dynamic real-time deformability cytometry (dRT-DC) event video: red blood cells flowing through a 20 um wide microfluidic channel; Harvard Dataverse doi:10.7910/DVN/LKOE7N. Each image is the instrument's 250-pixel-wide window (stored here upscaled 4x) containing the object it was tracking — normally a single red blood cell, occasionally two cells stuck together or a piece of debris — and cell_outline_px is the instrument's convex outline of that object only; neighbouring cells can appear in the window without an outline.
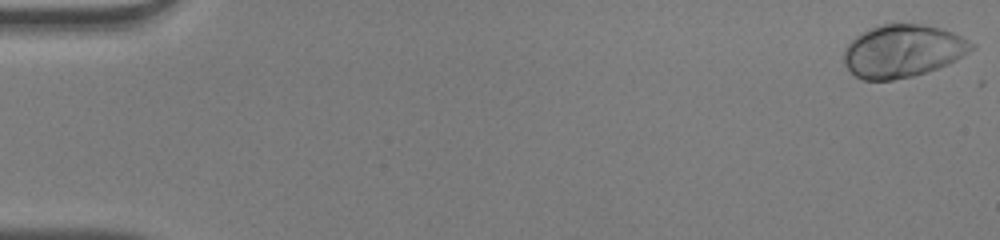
{"species": "human", "species_latin": "Homo sapiens", "temperature_condition": "warm", "stored_images_in_passage": 51, "camera_frame_rate_fps": 3000, "um_per_image_px": 0.085, "donor": {"sex": "male"}, "frame": {"image": 1, "passage_image": 1, "time_ms": 0.0, "image_size_px": [1000, 240], "cell_outline_px": [[976, 48], [956, 60], [948, 64], [912, 76], [892, 80], [864, 80], [856, 76], [844, 64], [844, 48], [860, 32], [868, 28], [880, 24], [924, 24], [940, 28], [952, 32], [976, 44]], "centroid_in_image_um": [76.73, 4.32], "position_along_channel_um": 8.3, "area_um2": 39.19}}
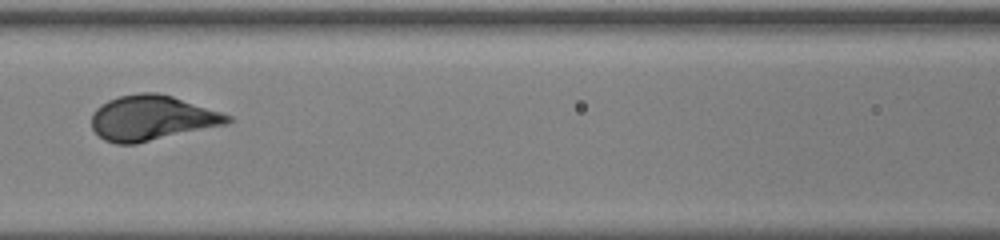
{"frame": {"image": 2, "passage_image": 24, "time_ms": 7.667, "image_size_px": [1000, 240], "cell_outline_px": [[232, 120], [228, 124], [136, 144], [116, 144], [104, 140], [92, 128], [92, 112], [96, 108], [108, 100], [120, 96], [140, 92], [156, 92], [172, 96], [232, 116]], "centroid_in_image_um": [12.9, 10.04], "position_along_channel_um": 153.7, "area_um2": 35.6}}
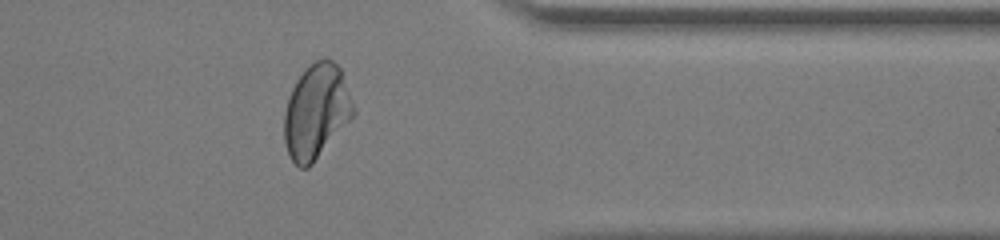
{"frame": {"image": 3, "passage_image": 42, "time_ms": 13.667, "image_size_px": [1000, 240], "cell_outline_px": [[356, 112], [312, 164], [308, 168], [300, 168], [292, 160], [288, 152], [284, 140], [284, 112], [288, 96], [296, 80], [316, 60], [324, 56], [332, 60], [344, 72], [356, 108]], "centroid_in_image_um": [26.91, 9.44], "position_along_channel_um": 384.5, "area_um2": 38.15}, "authors_computed_cell_mechanics": {"area_um2": 36.703, "velocity_mm_per_s": 4.0358, "shape_relaxation_time_tau1_ms": 1.9168, "shape_relaxation_time_tau2_ms": null, "deformation_change_tau1": 0.167, "deformation_change_tau2": null}}